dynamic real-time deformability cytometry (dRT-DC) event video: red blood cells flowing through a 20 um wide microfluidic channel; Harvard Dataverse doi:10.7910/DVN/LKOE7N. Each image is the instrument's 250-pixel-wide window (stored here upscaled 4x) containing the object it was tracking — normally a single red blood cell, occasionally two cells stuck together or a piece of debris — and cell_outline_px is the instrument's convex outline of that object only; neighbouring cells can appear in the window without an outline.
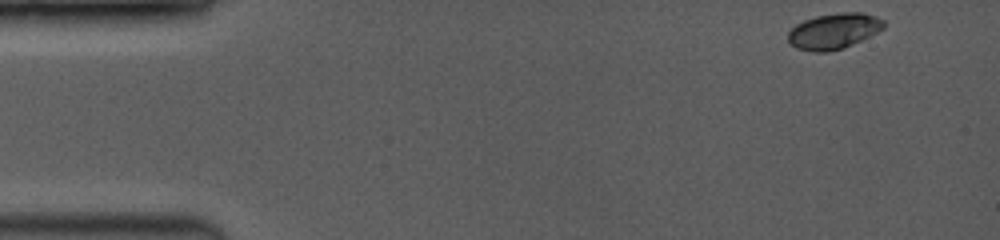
{"species": "common noctule bat (a hibernating species)", "species_latin": "Nyctalus noctula", "temperature_condition": "room temperature", "stored_images_in_passage": 32, "camera_frame_rate_fps": 3500, "um_per_image_px": 0.085, "animal": {"sex": "female", "body_mass_g": 19.0, "forearm_length_mm": 53.3}, "frame": {"image": 1, "passage_image": 1, "time_ms": 0.0, "image_size_px": [1000, 240], "cell_outline_px": [[884, 28], [844, 48], [828, 52], [812, 52], [796, 48], [788, 44], [788, 32], [796, 24], [804, 20], [816, 16], [840, 12], [864, 12], [876, 16], [884, 20]], "centroid_in_image_um": [70.84, 2.64], "position_along_channel_um": 14.2, "area_um2": 20.0}}
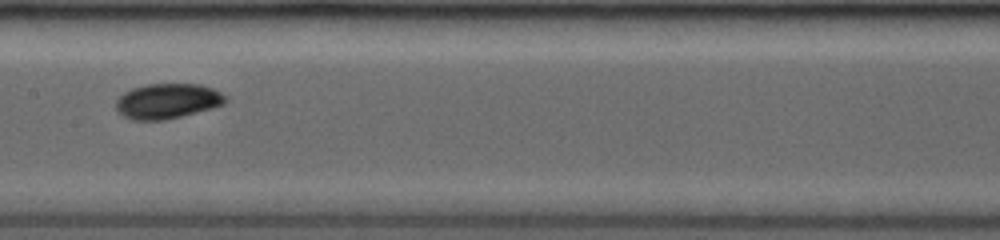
{"frame": {"image": 2, "passage_image": 18, "time_ms": 7.143, "image_size_px": [1000, 240], "cell_outline_px": [[228, 100], [224, 104], [212, 108], [164, 120], [132, 120], [124, 116], [116, 108], [116, 100], [124, 92], [132, 88], [148, 84], [200, 84], [212, 88], [228, 96]], "centroid_in_image_um": [14.25, 8.58], "position_along_channel_um": 193.1, "area_um2": 22.37}}
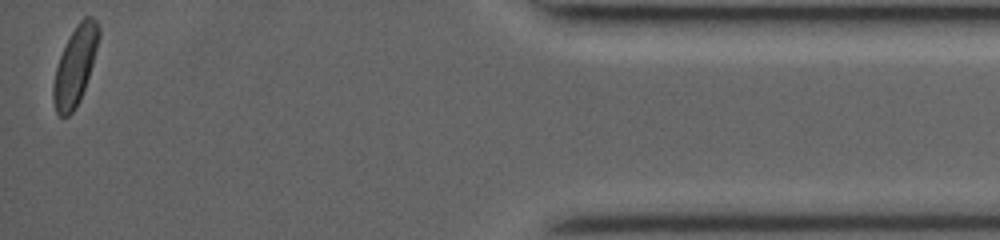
{"frame": {"image": 3, "passage_image": 32, "time_ms": 14.286, "image_size_px": [1000, 240], "cell_outline_px": [[100, 36], [92, 64], [80, 100], [76, 108], [68, 116], [60, 116], [56, 112], [52, 100], [52, 84], [56, 68], [60, 56], [72, 32], [80, 20], [84, 16], [92, 16], [96, 20], [100, 28]], "centroid_in_image_um": [6.38, 5.61], "position_along_channel_um": 428.8, "area_um2": 20.58}, "authors_computed_cell_mechanics": {"area_um2": 21.0392, "velocity_mm_per_s": 4.1103, "shape_relaxation_time_tau1_ms": 2.7676, "shape_relaxation_time_tau2_ms": 6.6364, "deformation_change_tau1": 0.0948, "deformation_change_tau2": 0.0582}}